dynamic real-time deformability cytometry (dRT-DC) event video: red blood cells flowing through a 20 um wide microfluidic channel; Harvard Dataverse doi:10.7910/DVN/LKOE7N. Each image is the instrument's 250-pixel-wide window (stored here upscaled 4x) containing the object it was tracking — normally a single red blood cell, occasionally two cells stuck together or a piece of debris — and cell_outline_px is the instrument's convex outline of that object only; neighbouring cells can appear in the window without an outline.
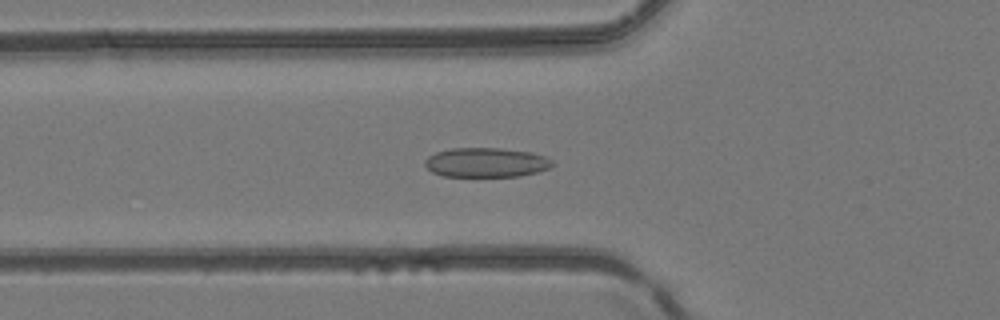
{"species": "common noctule bat (a hibernating species)", "species_latin": "Nyctalus noctula", "temperature_condition": "room temperature", "stored_images_in_passage": 48, "camera_frame_rate_fps": 3000, "um_per_image_px": 0.085, "animal": {"sex": "female", "body_mass_g": 24.6, "forearm_length_mm": 56.2}, "frame": {"image": 1, "passage_image": 17, "time_ms": 5.333, "image_size_px": [1000, 320], "cell_outline_px": [[556, 164], [548, 168], [536, 172], [520, 176], [444, 176], [432, 172], [424, 164], [424, 160], [428, 156], [436, 152], [452, 148], [500, 148], [532, 152], [544, 156], [552, 160]], "centroid_in_image_um": [41.32, 13.8], "position_along_channel_um": 84.5, "area_um2": 21.91}}
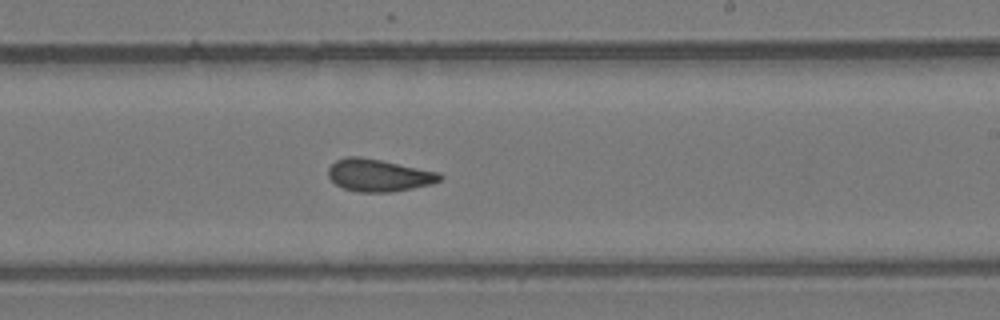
{"frame": {"image": 2, "passage_image": 29, "time_ms": 9.333, "image_size_px": [1000, 320], "cell_outline_px": [[444, 176], [440, 180], [432, 184], [412, 188], [388, 192], [360, 192], [344, 188], [336, 184], [328, 176], [328, 168], [336, 160], [348, 156], [360, 156], [440, 172]], "centroid_in_image_um": [32.2, 14.89], "position_along_channel_um": 256.8, "area_um2": 20.92}}
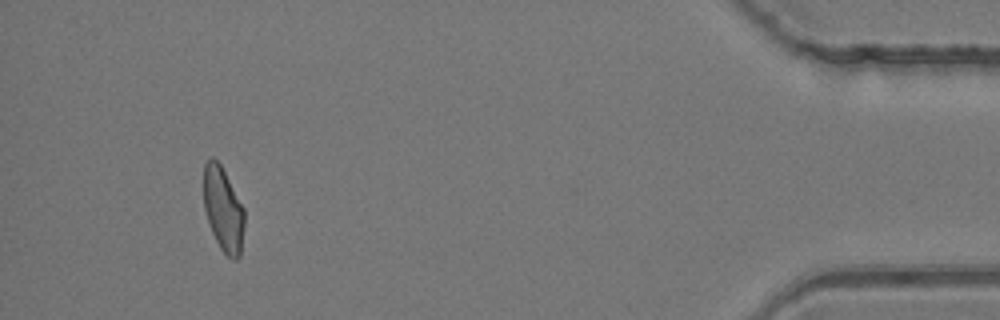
{"frame": {"image": 3, "passage_image": 45, "time_ms": 14.667, "image_size_px": [1000, 320], "cell_outline_px": [[244, 224], [240, 256], [236, 260], [232, 260], [220, 248], [212, 232], [204, 208], [204, 164], [212, 156], [220, 164], [244, 208]], "centroid_in_image_um": [18.98, 17.81], "position_along_channel_um": 416.2, "area_um2": 19.77}}